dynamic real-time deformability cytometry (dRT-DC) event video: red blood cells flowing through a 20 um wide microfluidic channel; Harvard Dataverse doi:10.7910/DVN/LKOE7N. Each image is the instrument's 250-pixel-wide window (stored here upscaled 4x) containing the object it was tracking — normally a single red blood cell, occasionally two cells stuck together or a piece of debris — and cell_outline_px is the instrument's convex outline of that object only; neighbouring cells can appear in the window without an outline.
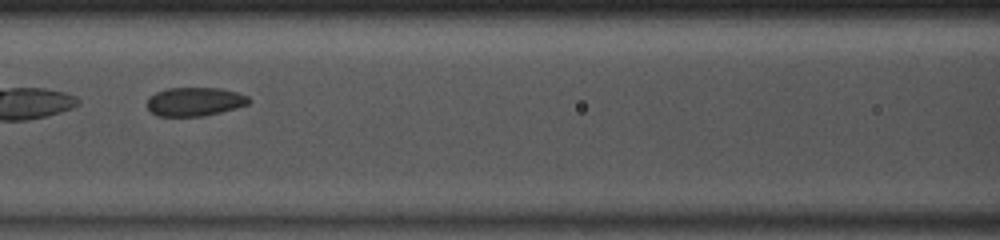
{"species": "common noctule bat (a hibernating species)", "species_latin": "Nyctalus noctula", "temperature_condition": "room temperature", "stored_images_in_passage": 38, "camera_frame_rate_fps": 3000, "um_per_image_px": 0.085, "animal": {"sex": "male", "body_mass_g": 13.0, "forearm_length_mm": 53.1}, "frame": {"image": 1, "passage_image": 12, "time_ms": 3.667, "image_size_px": [1000, 240], "cell_outline_px": [[252, 100], [248, 104], [236, 108], [204, 116], [156, 116], [148, 108], [148, 96], [156, 92], [168, 88], [220, 88], [236, 92], [248, 96]], "centroid_in_image_um": [16.56, 8.64], "position_along_channel_um": 150.0, "area_um2": 17.05}}
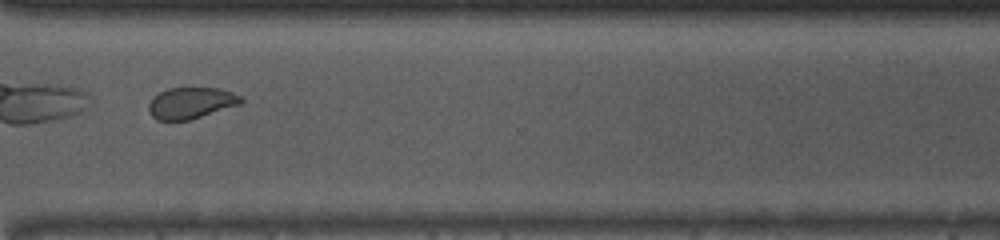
{"frame": {"image": 2, "passage_image": 27, "time_ms": 8.667, "image_size_px": [1000, 240], "cell_outline_px": [[244, 100], [240, 104], [188, 120], [156, 120], [148, 112], [148, 104], [152, 96], [168, 88], [216, 88], [232, 92], [240, 96]], "centroid_in_image_um": [16.18, 8.75], "position_along_channel_um": 354.4, "area_um2": 16.76}, "authors_computed_cell_mechanics": {"area_um2": 17.6868, "velocity_mm_per_s": 4.109, "shape_relaxation_time_tau1_ms": 5.0942, "shape_relaxation_time_tau2_ms": 1.2885, "deformation_change_tau1": 0.0926, "deformation_change_tau2": 0.0643}}